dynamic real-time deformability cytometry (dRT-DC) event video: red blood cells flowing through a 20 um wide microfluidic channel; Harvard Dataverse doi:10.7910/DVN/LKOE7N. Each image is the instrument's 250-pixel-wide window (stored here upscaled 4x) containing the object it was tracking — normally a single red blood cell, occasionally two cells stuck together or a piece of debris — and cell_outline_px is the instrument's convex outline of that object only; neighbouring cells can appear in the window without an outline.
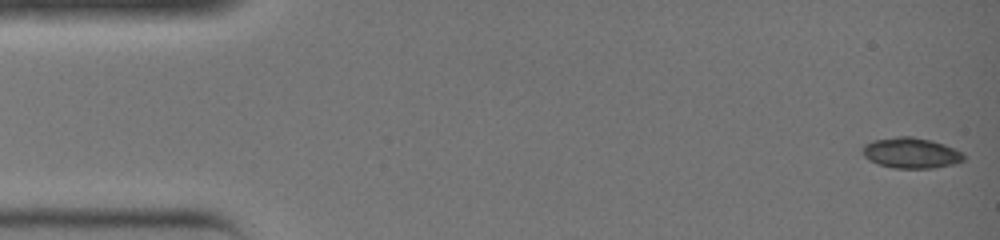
{"species": "common noctule bat (a hibernating species)", "species_latin": "Nyctalus noctula", "temperature_condition": "warm", "stored_images_in_passage": 36, "camera_frame_rate_fps": 3000, "um_per_image_px": 0.085, "animal": {"sex": "female", "body_mass_g": 19.0, "forearm_length_mm": 51.5}, "frame": {"image": 1, "passage_image": 1, "time_ms": 0.0, "image_size_px": [1000, 240], "cell_outline_px": [[964, 160], [956, 164], [932, 168], [896, 168], [880, 164], [868, 160], [864, 156], [864, 144], [872, 140], [900, 136], [912, 136], [932, 140], [944, 144], [964, 152]], "centroid_in_image_um": [77.48, 12.99], "position_along_channel_um": 7.5, "area_um2": 18.09}}
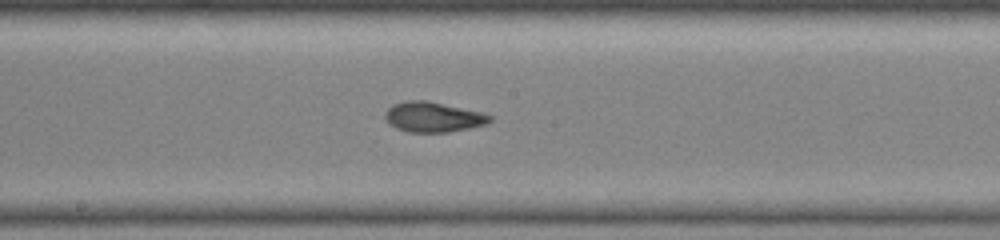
{"frame": {"image": 2, "passage_image": 20, "time_ms": 6.333, "image_size_px": [1000, 240], "cell_outline_px": [[492, 120], [488, 124], [448, 132], [408, 132], [396, 128], [388, 124], [384, 116], [384, 112], [392, 104], [404, 100], [428, 100], [484, 112], [492, 116]], "centroid_in_image_um": [36.81, 9.93], "position_along_channel_um": 211.4, "area_um2": 18.79}}
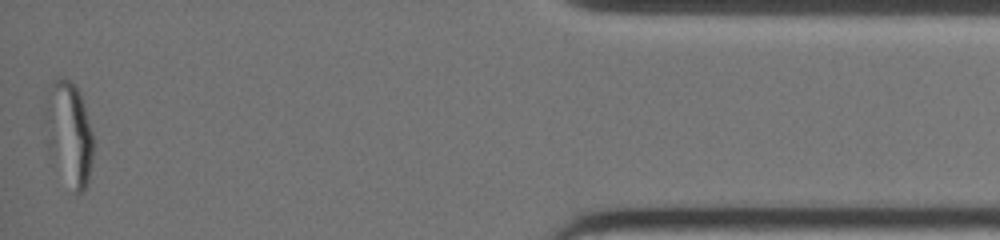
{"frame": {"image": 3, "passage_image": 36, "time_ms": 11.667, "image_size_px": [1000, 240], "cell_outline_px": [[92, 160], [88, 184], [80, 192], [76, 192], [52, 84], [56, 76], [64, 76], [72, 80], [76, 84], [80, 92], [84, 104], [92, 132]], "centroid_in_image_um": [6.35, 11.01], "position_along_channel_um": 428.9, "area_um2": 19.54}}